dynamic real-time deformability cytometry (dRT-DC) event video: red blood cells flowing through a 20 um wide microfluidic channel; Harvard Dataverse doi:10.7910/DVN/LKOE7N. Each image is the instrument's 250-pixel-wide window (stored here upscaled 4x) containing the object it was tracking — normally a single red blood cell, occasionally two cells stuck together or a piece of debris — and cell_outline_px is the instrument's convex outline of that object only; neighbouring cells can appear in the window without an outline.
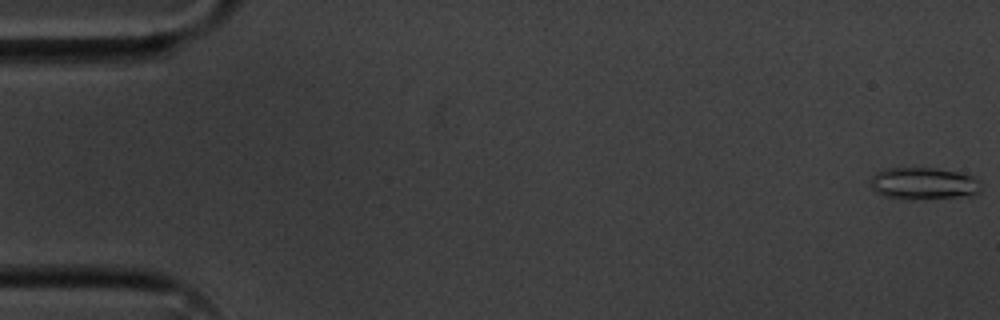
{"species": "common noctule bat (a hibernating species)", "species_latin": "Nyctalus noctula", "temperature_condition": "cold", "stored_images_in_passage": 52, "camera_frame_rate_fps": 3000, "um_per_image_px": 0.085, "animal": {"sex": "male", "body_mass_g": 20.1, "forearm_length_mm": 53.5}, "frame": {"image": 1, "passage_image": 1, "time_ms": 0.0, "image_size_px": [1000, 320], "cell_outline_px": [[976, 192], [952, 196], [892, 196], [880, 192], [872, 184], [872, 180], [880, 172], [892, 168], [924, 168], [952, 172], [968, 176]], "centroid_in_image_um": [78.37, 15.53], "position_along_channel_um": 6.6, "area_um2": 17.4}}
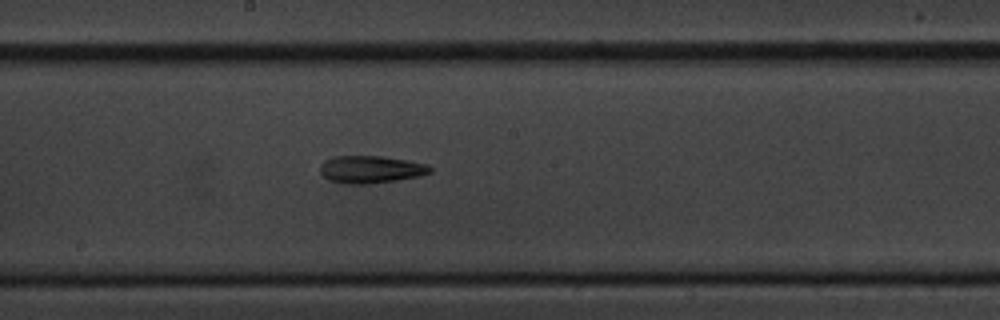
{"frame": {"image": 2, "passage_image": 30, "time_ms": 9.667, "image_size_px": [1000, 320], "cell_outline_px": [[432, 172], [416, 176], [396, 180], [360, 184], [352, 184], [332, 180], [324, 176], [320, 172], [320, 164], [336, 156], [380, 156], [404, 160], [424, 164], [432, 168]], "centroid_in_image_um": [31.5, 14.39], "position_along_channel_um": 216.7, "area_um2": 16.94}}
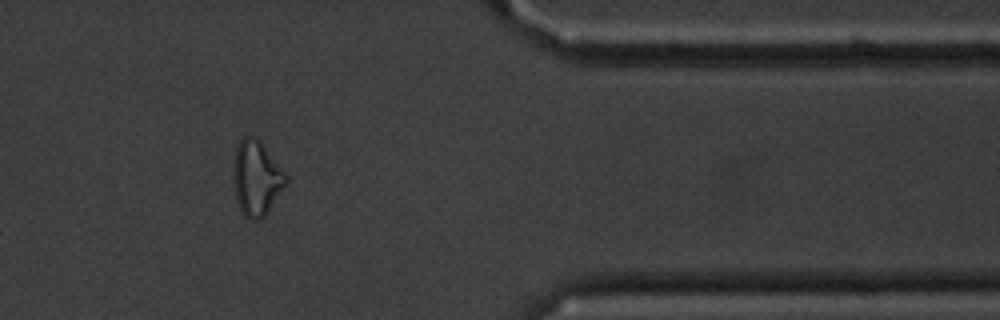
{"frame": {"image": 3, "passage_image": 46, "time_ms": 15.0, "image_size_px": [1000, 320], "cell_outline_px": [[288, 180], [264, 216], [256, 220], [244, 216], [236, 200], [236, 148], [240, 140], [244, 136], [252, 136], [260, 144], [288, 176]], "centroid_in_image_um": [21.82, 15.18], "position_along_channel_um": 389.6, "area_um2": 21.39}}